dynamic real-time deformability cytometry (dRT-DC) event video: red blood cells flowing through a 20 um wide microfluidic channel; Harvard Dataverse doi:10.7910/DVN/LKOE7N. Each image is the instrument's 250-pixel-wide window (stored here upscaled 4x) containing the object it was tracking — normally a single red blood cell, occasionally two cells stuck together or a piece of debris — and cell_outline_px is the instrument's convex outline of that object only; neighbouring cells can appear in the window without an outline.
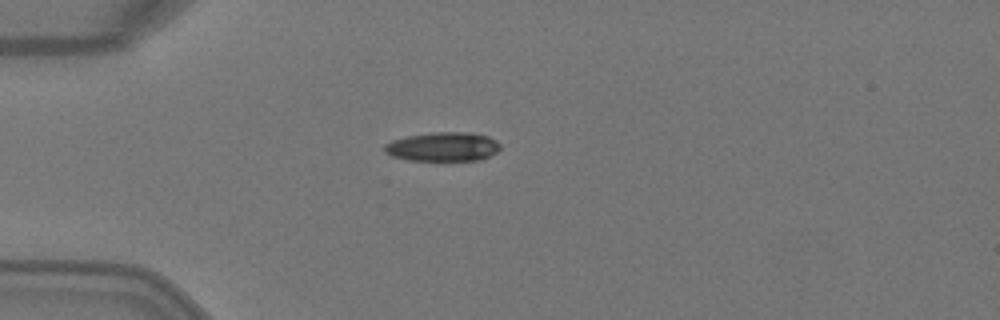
{"species": "Egyptian fruit bat (a non-hibernating species)", "species_latin": "Rousettus aegyptiacus", "temperature_condition": "warm", "stored_images_in_passage": 4, "camera_frame_rate_fps": 3000, "um_per_image_px": 0.085, "animal": {"sex": "female"}, "frame": {"image": 1, "passage_image": 3, "time_ms": 0.667, "image_size_px": [1000, 320], "cell_outline_px": [[500, 148], [496, 152], [480, 160], [408, 160], [392, 156], [384, 152], [384, 144], [392, 140], [408, 136], [436, 132], [468, 132], [488, 136], [496, 140], [500, 144]], "centroid_in_image_um": [37.64, 12.47], "position_along_channel_um": 47.4, "area_um2": 19.54}}